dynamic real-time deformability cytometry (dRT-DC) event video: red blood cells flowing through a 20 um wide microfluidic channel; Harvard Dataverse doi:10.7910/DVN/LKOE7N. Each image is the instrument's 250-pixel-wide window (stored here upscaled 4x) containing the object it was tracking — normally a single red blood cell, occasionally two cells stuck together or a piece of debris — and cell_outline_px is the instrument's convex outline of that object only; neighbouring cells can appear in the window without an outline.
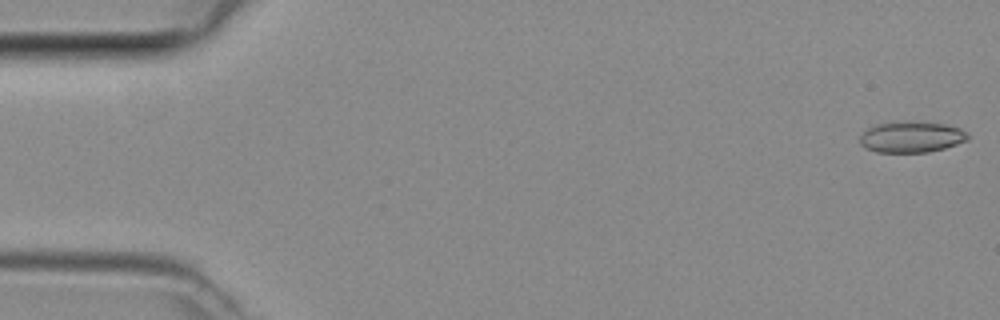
{"species": "common noctule bat (a hibernating species)", "species_latin": "Nyctalus noctula", "temperature_condition": "room temperature", "stored_images_in_passage": 3, "camera_frame_rate_fps": 3000, "um_per_image_px": 0.085, "animal": {"sex": "female", "body_mass_g": 29.2, "forearm_length_mm": 56.3}, "frame": {"image": 1, "passage_image": 1, "time_ms": 0.0, "image_size_px": [1000, 320], "cell_outline_px": [[968, 140], [944, 148], [928, 152], [876, 152], [864, 148], [860, 144], [860, 136], [868, 128], [880, 124], [904, 120], [924, 120], [944, 124], [960, 128], [968, 136]], "centroid_in_image_um": [77.46, 11.62], "position_along_channel_um": 7.5, "area_um2": 19.77}}